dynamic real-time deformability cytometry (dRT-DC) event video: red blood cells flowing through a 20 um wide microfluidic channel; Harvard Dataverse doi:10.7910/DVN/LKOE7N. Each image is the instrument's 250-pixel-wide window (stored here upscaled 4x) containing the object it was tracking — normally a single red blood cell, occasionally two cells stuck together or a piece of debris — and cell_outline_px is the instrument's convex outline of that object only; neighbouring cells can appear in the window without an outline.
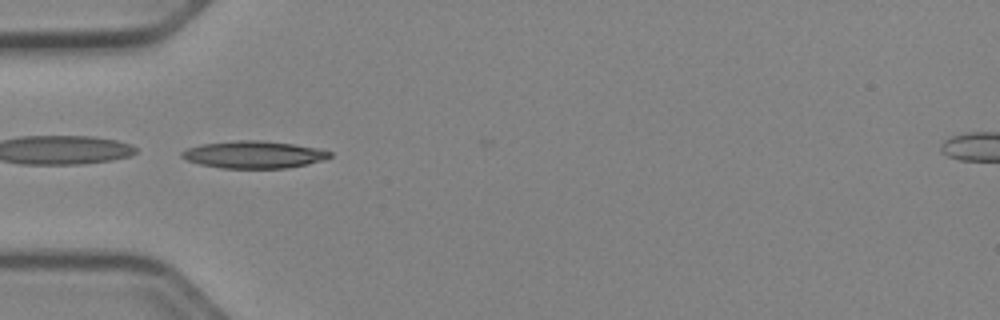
{"species": "Egyptian fruit bat (a non-hibernating species)", "species_latin": "Rousettus aegyptiacus", "temperature_condition": "cold", "stored_images_in_passage": 36, "camera_frame_rate_fps": 3000, "um_per_image_px": 0.085, "animal": {"sex": "female"}, "frame": {"image": 1, "passage_image": 1, "time_ms": 0.0, "image_size_px": [1000, 320], "cell_outline_px": [[332, 156], [324, 160], [308, 164], [288, 168], [220, 168], [200, 164], [188, 160], [180, 156], [180, 152], [188, 148], [200, 144], [236, 140], [264, 140], [292, 144], [316, 148], [332, 152]], "centroid_in_image_um": [21.57, 13.14], "position_along_channel_um": 63.4, "area_um2": 23.58}}
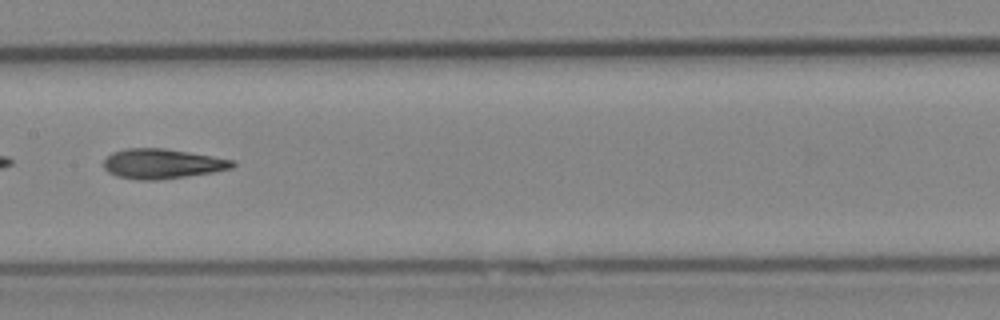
{"frame": {"image": 2, "passage_image": 11, "time_ms": 3.333, "image_size_px": [1000, 320], "cell_outline_px": [[236, 164], [232, 168], [212, 172], [156, 180], [136, 180], [116, 176], [108, 172], [104, 168], [104, 160], [112, 152], [124, 148], [164, 148], [212, 156], [232, 160]], "centroid_in_image_um": [13.74, 13.91], "position_along_channel_um": 193.7, "area_um2": 22.25}, "authors_computed_cell_mechanics": {"area_um2": 21.675, "velocity_mm_per_s": 3.9658, "shape_relaxation_time_tau1_ms": 8.7611, "shape_relaxation_time_tau2_ms": 4.3511, "deformation_change_tau1": 0.2148, "deformation_change_tau2": 0.1475}}